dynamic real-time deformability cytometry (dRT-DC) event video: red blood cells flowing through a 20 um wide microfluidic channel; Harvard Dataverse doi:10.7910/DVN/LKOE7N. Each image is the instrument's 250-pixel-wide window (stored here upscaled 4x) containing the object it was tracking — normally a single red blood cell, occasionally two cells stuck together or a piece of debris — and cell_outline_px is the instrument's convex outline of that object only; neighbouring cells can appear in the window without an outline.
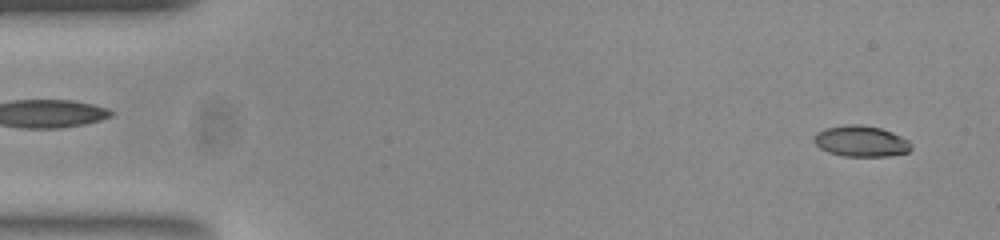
{"species": "common noctule bat (a hibernating species)", "species_latin": "Nyctalus noctula", "temperature_condition": "room temperature", "stored_images_in_passage": 51, "camera_frame_rate_fps": 3000, "um_per_image_px": 0.085, "animal": {"sex": "female", "body_mass_g": 23.0, "forearm_length_mm": 53.4}, "frame": {"image": 1, "passage_image": 2, "time_ms": 0.333, "image_size_px": [1000, 240], "cell_outline_px": [[912, 148], [908, 152], [888, 156], [844, 156], [828, 152], [820, 148], [812, 140], [816, 132], [824, 128], [848, 124], [856, 124], [880, 128], [892, 132], [908, 140]], "centroid_in_image_um": [73.15, 12.0], "position_along_channel_um": 11.8, "area_um2": 17.51}}
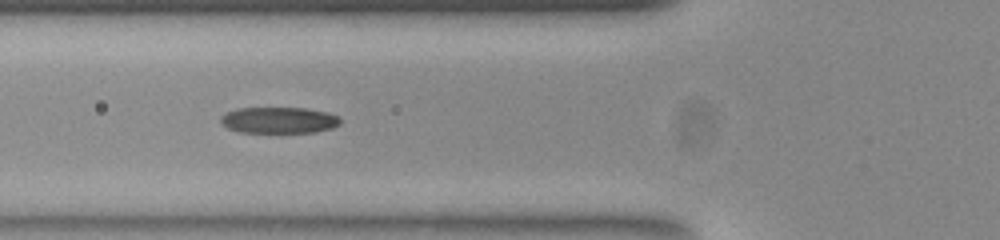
{"frame": {"image": 2, "passage_image": 18, "time_ms": 5.667, "image_size_px": [1000, 240], "cell_outline_px": [[340, 124], [332, 128], [316, 132], [240, 132], [228, 128], [220, 120], [220, 116], [236, 108], [304, 108], [328, 112], [340, 116]], "centroid_in_image_um": [23.74, 10.21], "position_along_channel_um": 102.1, "area_um2": 18.26}}
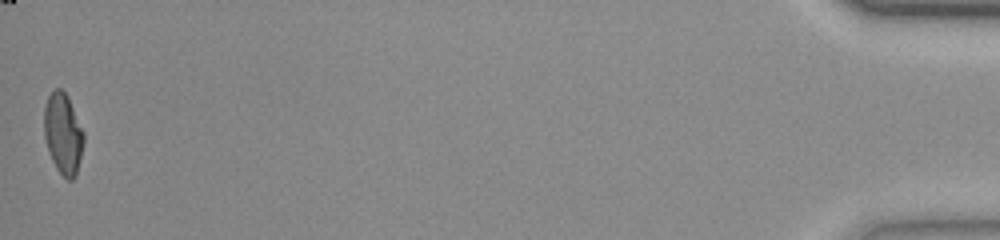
{"frame": {"image": 3, "passage_image": 51, "time_ms": 16.667, "image_size_px": [1000, 240], "cell_outline_px": [[84, 144], [76, 176], [72, 180], [68, 180], [56, 168], [48, 152], [44, 136], [44, 108], [48, 96], [56, 88], [60, 88], [68, 96], [84, 132]], "centroid_in_image_um": [5.37, 11.37], "position_along_channel_um": 429.8, "area_um2": 18.79}, "authors_computed_cell_mechanics": {"area_um2": 18.785, "velocity_mm_per_s": 3.9003, "shape_relaxation_time_tau1_ms": 3.3957, "shape_relaxation_time_tau2_ms": 1.3633, "deformation_change_tau1": 0.171, "deformation_change_tau2": 0.0764}}